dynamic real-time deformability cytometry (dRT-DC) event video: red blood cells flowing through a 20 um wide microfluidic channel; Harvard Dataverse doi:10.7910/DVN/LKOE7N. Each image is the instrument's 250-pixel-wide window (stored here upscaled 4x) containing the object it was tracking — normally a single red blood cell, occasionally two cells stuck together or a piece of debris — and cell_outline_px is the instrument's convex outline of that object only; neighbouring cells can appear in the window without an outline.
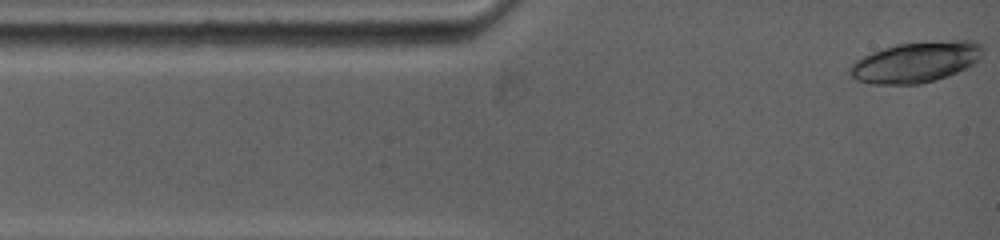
{"species": "common noctule bat (a hibernating species)", "species_latin": "Nyctalus noctula", "temperature_condition": "warm", "stored_images_in_passage": 4, "camera_frame_rate_fps": 5000, "um_per_image_px": 0.085, "animal": {"sex": "female", "body_mass_g": 19.0, "forearm_length_mm": 53.3}, "frame": {"image": 1, "passage_image": 1, "time_ms": 0.0, "image_size_px": [1000, 240], "cell_outline_px": [[984, 48], [980, 60], [976, 64], [948, 76], [936, 80], [920, 84], [872, 84], [856, 80], [848, 72], [848, 68], [856, 60], [872, 52], [896, 44], [956, 40], [976, 40]], "centroid_in_image_um": [77.89, 5.28], "position_along_channel_um": 7.1, "area_um2": 31.73}}